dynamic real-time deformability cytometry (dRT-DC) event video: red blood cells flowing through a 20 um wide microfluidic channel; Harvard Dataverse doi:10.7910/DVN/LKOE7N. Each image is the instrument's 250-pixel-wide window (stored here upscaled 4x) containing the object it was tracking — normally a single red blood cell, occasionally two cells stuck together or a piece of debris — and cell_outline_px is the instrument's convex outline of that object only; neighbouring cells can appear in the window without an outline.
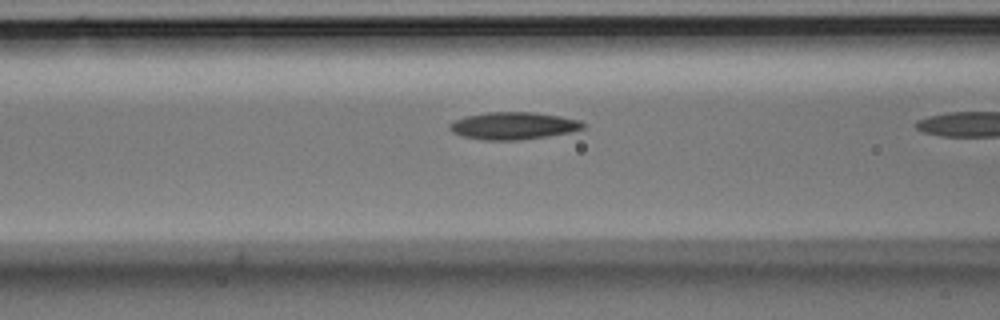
{"species": "Egyptian fruit bat (a non-hibernating species)", "species_latin": "Rousettus aegyptiacus", "temperature_condition": "room temperature", "stored_images_in_passage": 19, "camera_frame_rate_fps": 3000, "um_per_image_px": 0.085, "animal": {"sex": "male"}, "frame": {"image": 1, "passage_image": 18, "time_ms": 5.667, "image_size_px": [1000, 320], "cell_outline_px": [[588, 124], [584, 128], [568, 132], [548, 136], [516, 140], [484, 140], [464, 136], [452, 132], [448, 128], [448, 124], [464, 116], [488, 112], [536, 112], [560, 116], [580, 120]], "centroid_in_image_um": [43.64, 10.68], "position_along_channel_um": 123.0, "area_um2": 21.27}}